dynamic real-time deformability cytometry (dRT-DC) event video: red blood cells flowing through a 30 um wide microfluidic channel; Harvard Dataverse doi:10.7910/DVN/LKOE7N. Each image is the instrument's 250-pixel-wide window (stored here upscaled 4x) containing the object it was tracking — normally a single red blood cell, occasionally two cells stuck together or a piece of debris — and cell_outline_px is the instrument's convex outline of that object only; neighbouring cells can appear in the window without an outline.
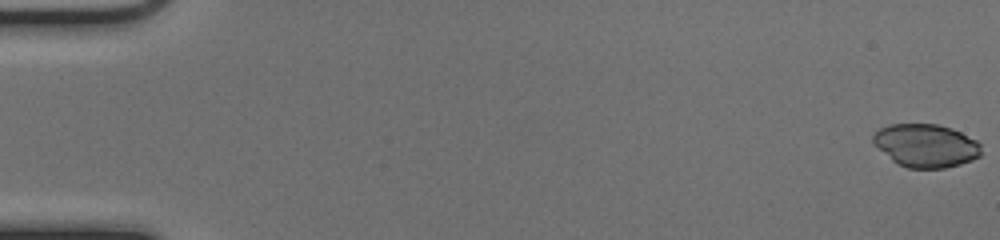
{"species": "common noctule bat (a hibernating species)", "species_latin": "Nyctalus noctula", "temperature_condition": "cold", "stored_images_in_passage": 50, "camera_frame_rate_fps": 3000, "um_per_image_px": 0.085, "animal": {"sex": "female", "body_mass_g": 17.0, "forearm_length_mm": 48.0}, "frame": {"image": 1, "passage_image": 1, "time_ms": 0.0, "image_size_px": [1000, 240], "cell_outline_px": [[980, 156], [972, 160], [960, 164], [944, 168], [908, 168], [892, 160], [872, 144], [872, 136], [880, 128], [888, 124], [936, 124], [952, 128], [976, 140], [980, 144]], "centroid_in_image_um": [78.67, 12.37], "position_along_channel_um": 6.3, "area_um2": 27.17}}